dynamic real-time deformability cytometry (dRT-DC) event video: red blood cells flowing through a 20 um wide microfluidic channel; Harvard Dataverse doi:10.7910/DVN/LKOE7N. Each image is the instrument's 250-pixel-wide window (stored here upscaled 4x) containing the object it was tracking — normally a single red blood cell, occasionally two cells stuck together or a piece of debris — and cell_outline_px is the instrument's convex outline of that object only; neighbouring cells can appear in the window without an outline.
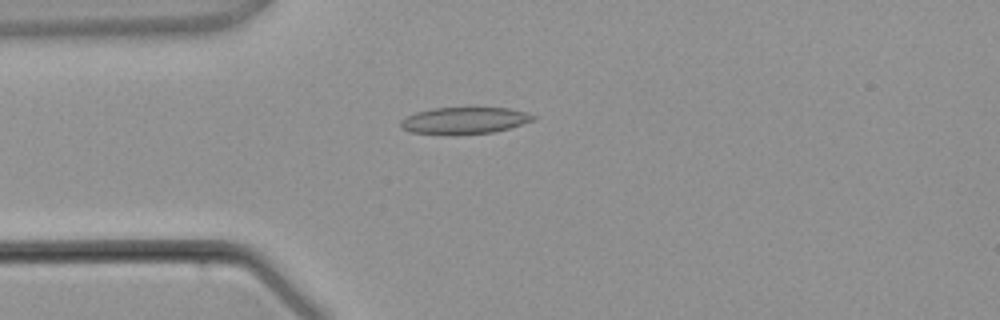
{"species": "common noctule bat (a hibernating species)", "species_latin": "Nyctalus noctula", "temperature_condition": "warm", "stored_images_in_passage": 3, "camera_frame_rate_fps": 3000, "um_per_image_px": 0.085, "animal": {"sex": "male", "body_mass_g": 21.5, "forearm_length_mm": 52.0}, "frame": {"image": 1, "passage_image": 3, "time_ms": 2.333, "image_size_px": [1000, 320], "cell_outline_px": [[536, 116], [532, 120], [496, 132], [456, 136], [448, 136], [408, 132], [400, 128], [400, 120], [404, 116], [416, 112], [432, 108], [508, 108], [524, 112]], "centroid_in_image_um": [39.35, 10.28], "position_along_channel_um": 45.6, "area_um2": 21.1}}